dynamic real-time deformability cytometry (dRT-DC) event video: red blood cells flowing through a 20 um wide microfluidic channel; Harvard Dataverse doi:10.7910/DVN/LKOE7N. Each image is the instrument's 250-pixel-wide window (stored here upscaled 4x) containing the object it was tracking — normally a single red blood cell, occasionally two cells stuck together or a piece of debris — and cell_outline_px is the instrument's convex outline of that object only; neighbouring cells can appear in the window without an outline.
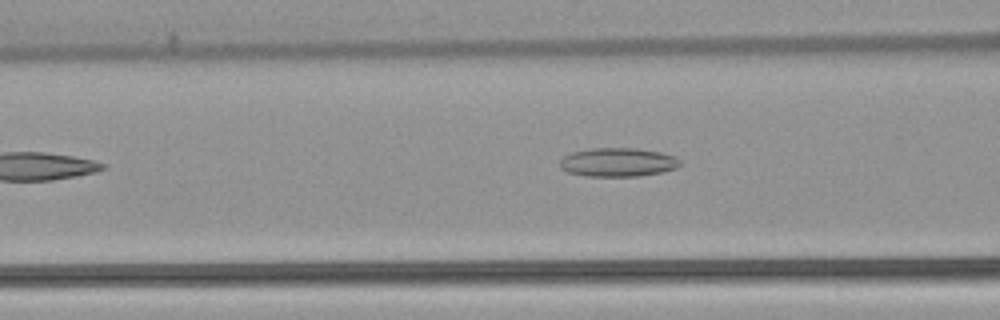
{"species": "common noctule bat (a hibernating species)", "species_latin": "Nyctalus noctula", "temperature_condition": "warm", "stored_images_in_passage": 40, "camera_frame_rate_fps": 3000, "um_per_image_px": 0.085, "animal": {"sex": "female", "body_mass_g": 22.7, "forearm_length_mm": 54.2}, "frame": {"image": 1, "passage_image": 12, "time_ms": 3.667, "image_size_px": [1000, 320], "cell_outline_px": [[680, 164], [676, 168], [664, 172], [640, 176], [584, 176], [568, 172], [560, 168], [560, 160], [564, 156], [572, 152], [592, 148], [636, 148], [660, 152], [676, 156], [680, 160]], "centroid_in_image_um": [52.53, 13.79], "position_along_channel_um": 114.1, "area_um2": 20.29}}
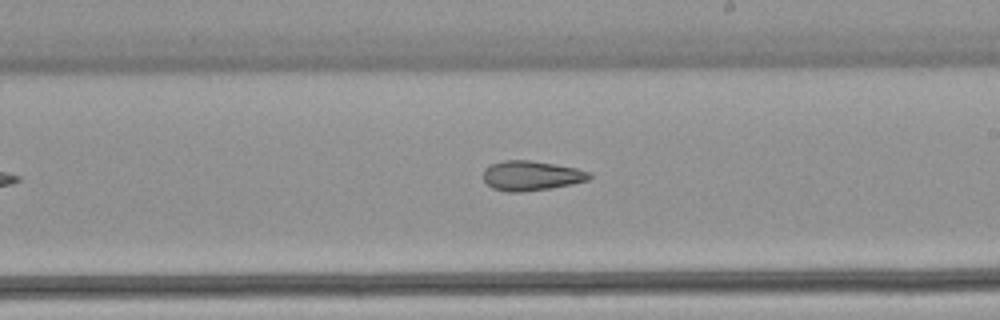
{"frame": {"image": 2, "passage_image": 22, "time_ms": 7.0, "image_size_px": [1000, 320], "cell_outline_px": [[592, 176], [588, 180], [572, 184], [552, 188], [520, 192], [508, 192], [492, 188], [484, 180], [484, 168], [488, 164], [504, 160], [528, 160], [556, 164], [576, 168], [592, 172]], "centroid_in_image_um": [45.16, 14.93], "position_along_channel_um": 243.8, "area_um2": 18.55}}
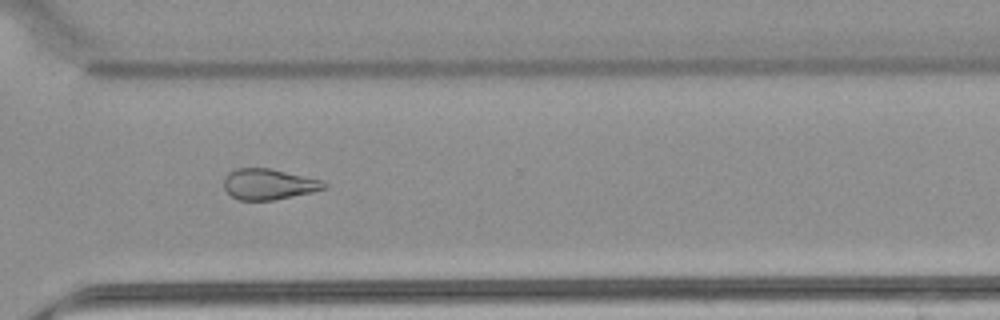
{"frame": {"image": 3, "passage_image": 30, "time_ms": 9.667, "image_size_px": [1000, 320], "cell_outline_px": [[328, 188], [312, 192], [272, 200], [240, 200], [232, 196], [224, 188], [224, 176], [228, 172], [236, 168], [268, 168], [324, 180], [328, 184]], "centroid_in_image_um": [22.86, 15.65], "position_along_channel_um": 347.7, "area_um2": 18.03}}